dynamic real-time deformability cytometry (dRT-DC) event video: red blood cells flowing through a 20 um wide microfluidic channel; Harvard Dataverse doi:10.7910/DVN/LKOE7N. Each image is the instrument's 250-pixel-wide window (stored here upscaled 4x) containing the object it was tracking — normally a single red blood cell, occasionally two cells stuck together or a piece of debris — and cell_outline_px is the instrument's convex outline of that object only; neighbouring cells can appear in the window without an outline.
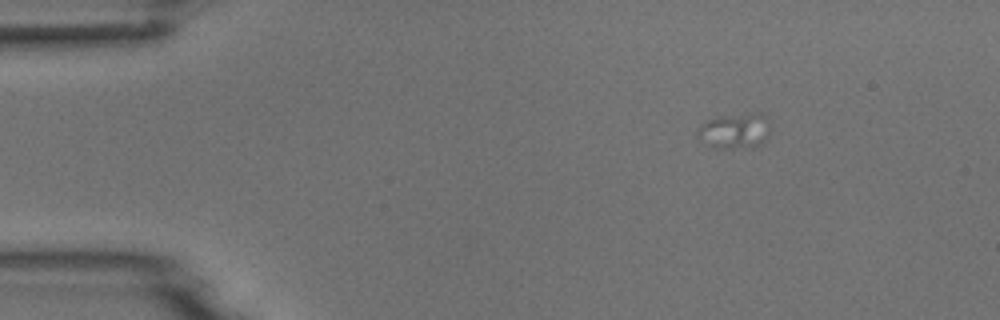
{"species": "common noctule bat (a hibernating species)", "species_latin": "Nyctalus noctula", "temperature_condition": "room temperature", "stored_images_in_passage": 2, "camera_frame_rate_fps": 3000, "um_per_image_px": 0.085, "animal": {"sex": "male", "body_mass_g": 18.8}, "frame": {"image": 1, "passage_image": 1, "time_ms": 0.0, "image_size_px": [1000, 320], "cell_outline_px": [[768, 136], [756, 148], [716, 148], [708, 144], [696, 132], [700, 124], [704, 120], [720, 116], [756, 112], [764, 112], [768, 116]], "centroid_in_image_um": [62.5, 11.1], "position_along_channel_um": 22.5, "area_um2": 15.2}}